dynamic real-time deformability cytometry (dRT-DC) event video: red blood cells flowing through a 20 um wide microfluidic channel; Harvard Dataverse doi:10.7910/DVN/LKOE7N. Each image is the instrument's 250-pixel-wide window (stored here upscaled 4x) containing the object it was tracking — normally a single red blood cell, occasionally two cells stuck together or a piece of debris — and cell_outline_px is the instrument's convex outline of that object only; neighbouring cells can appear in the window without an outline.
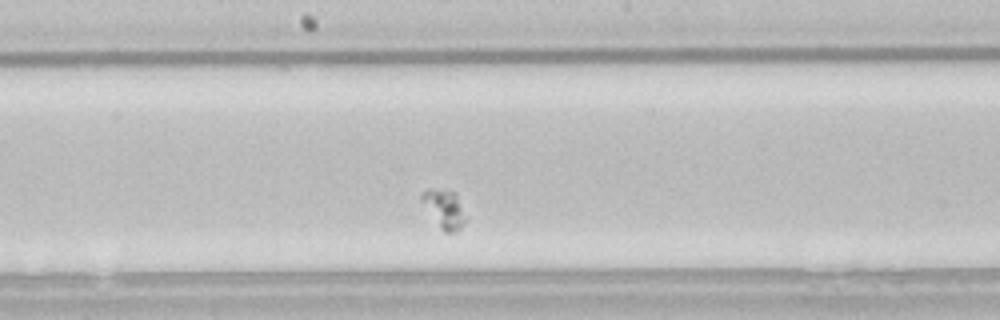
{"species": "common noctule bat (a hibernating species)", "species_latin": "Nyctalus noctula", "temperature_condition": "room temperature", "stored_images_in_passage": 32, "camera_frame_rate_fps": 3000, "um_per_image_px": 0.085, "animal": {"sex": "male", "body_mass_g": 21.5, "forearm_length_mm": 52.0}, "frame": {"image": 1, "passage_image": 16, "time_ms": 5.0, "image_size_px": [1000, 320], "cell_outline_px": [[468, 216], [464, 224], [456, 232], [444, 232], [440, 228], [420, 200], [420, 196], [428, 188], [456, 192]], "centroid_in_image_um": [37.81, 17.76], "position_along_channel_um": 210.4, "area_um2": 10.0}}